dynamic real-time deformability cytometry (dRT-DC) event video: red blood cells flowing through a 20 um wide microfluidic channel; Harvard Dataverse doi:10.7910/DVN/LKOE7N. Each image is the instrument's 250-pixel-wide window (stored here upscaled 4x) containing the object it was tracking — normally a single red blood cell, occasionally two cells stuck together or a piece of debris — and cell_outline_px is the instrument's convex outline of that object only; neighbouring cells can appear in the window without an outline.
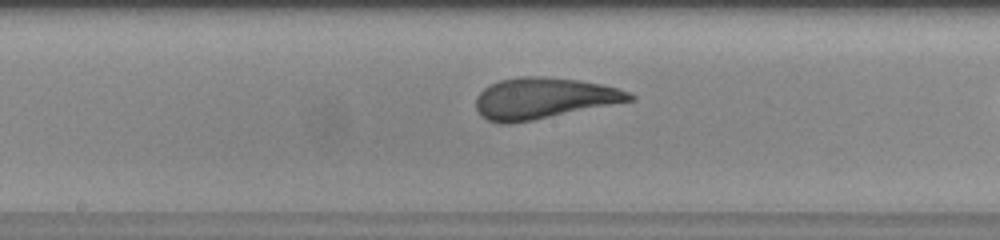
{"species": "human", "species_latin": "Homo sapiens", "temperature_condition": "warm", "stored_images_in_passage": 31, "camera_frame_rate_fps": 3000, "um_per_image_px": 0.085, "donor": {"sex": "female"}, "frame": {"image": 1, "passage_image": 23, "time_ms": 7.333, "image_size_px": [1000, 240], "cell_outline_px": [[636, 100], [532, 120], [508, 124], [500, 124], [488, 120], [480, 116], [476, 108], [476, 96], [484, 88], [500, 80], [520, 76], [544, 76], [580, 80], [620, 88], [636, 96]], "centroid_in_image_um": [46.21, 8.35], "position_along_channel_um": 202.0, "area_um2": 36.93}}
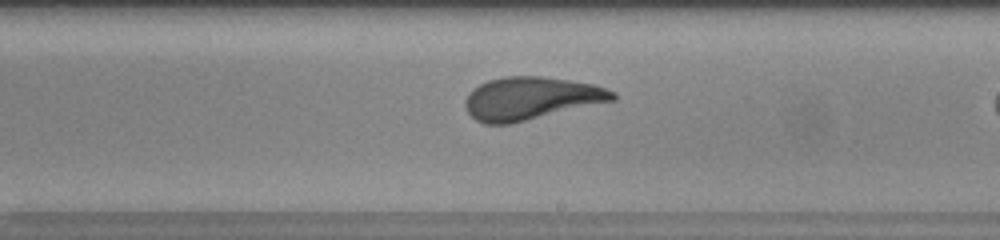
{"frame": {"image": 2, "passage_image": 26, "time_ms": 8.333, "image_size_px": [1000, 240], "cell_outline_px": [[616, 100], [512, 124], [484, 124], [476, 120], [468, 112], [464, 104], [464, 100], [472, 88], [488, 80], [504, 76], [540, 76], [568, 80], [592, 84], [616, 92]], "centroid_in_image_um": [45.11, 8.37], "position_along_channel_um": 243.9, "area_um2": 36.93}}